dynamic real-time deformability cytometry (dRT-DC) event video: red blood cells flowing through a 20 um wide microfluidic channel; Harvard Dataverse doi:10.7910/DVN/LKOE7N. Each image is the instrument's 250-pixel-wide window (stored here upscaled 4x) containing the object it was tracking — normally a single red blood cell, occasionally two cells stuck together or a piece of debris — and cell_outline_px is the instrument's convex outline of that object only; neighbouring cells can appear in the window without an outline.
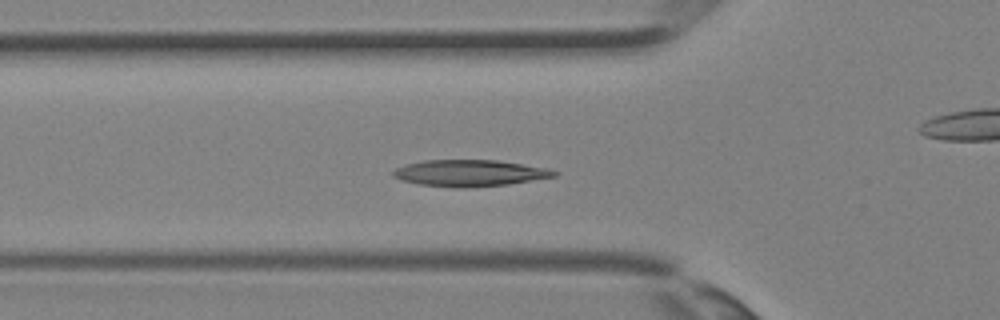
{"species": "Egyptian fruit bat (a non-hibernating species)", "species_latin": "Rousettus aegyptiacus", "temperature_condition": "room temperature", "stored_images_in_passage": 37, "camera_frame_rate_fps": 3000, "um_per_image_px": 0.085, "animal": {"sex": "female"}, "frame": {"image": 1, "passage_image": 13, "time_ms": 4.0, "image_size_px": [1000, 320], "cell_outline_px": [[560, 172], [556, 176], [508, 184], [468, 188], [420, 184], [400, 180], [392, 176], [392, 172], [396, 168], [408, 164], [424, 160], [496, 160], [548, 168]], "centroid_in_image_um": [39.94, 14.71], "position_along_channel_um": 85.9, "area_um2": 24.68}}
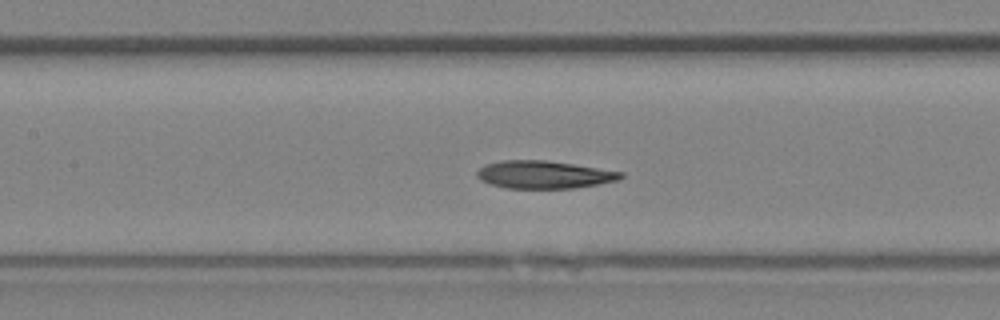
{"frame": {"image": 2, "passage_image": 17, "time_ms": 5.333, "image_size_px": [1000, 320], "cell_outline_px": [[624, 176], [620, 180], [572, 188], [508, 188], [492, 184], [480, 180], [476, 176], [476, 172], [484, 164], [500, 160], [544, 160], [572, 164], [624, 172]], "centroid_in_image_um": [46.22, 14.83], "position_along_channel_um": 161.2, "area_um2": 23.12}}
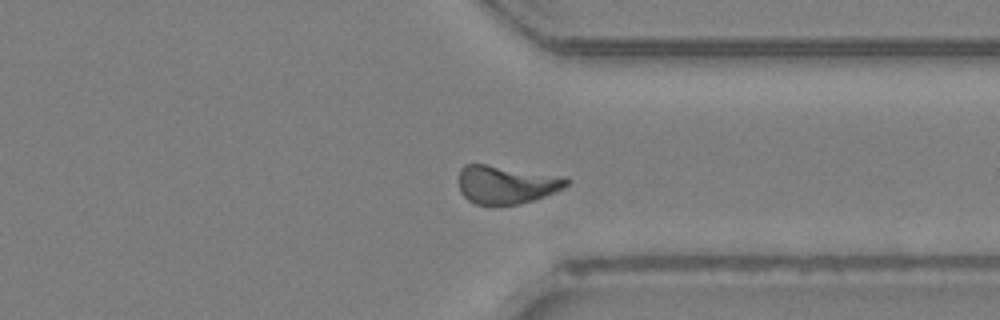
{"frame": {"image": 3, "passage_image": 28, "time_ms": 9.0, "image_size_px": [1000, 320], "cell_outline_px": [[572, 180], [564, 188], [544, 196], [532, 200], [516, 204], [476, 204], [468, 200], [460, 192], [460, 168], [464, 164], [484, 164]], "centroid_in_image_um": [42.95, 15.71], "position_along_channel_um": 368.4, "area_um2": 23.0}}